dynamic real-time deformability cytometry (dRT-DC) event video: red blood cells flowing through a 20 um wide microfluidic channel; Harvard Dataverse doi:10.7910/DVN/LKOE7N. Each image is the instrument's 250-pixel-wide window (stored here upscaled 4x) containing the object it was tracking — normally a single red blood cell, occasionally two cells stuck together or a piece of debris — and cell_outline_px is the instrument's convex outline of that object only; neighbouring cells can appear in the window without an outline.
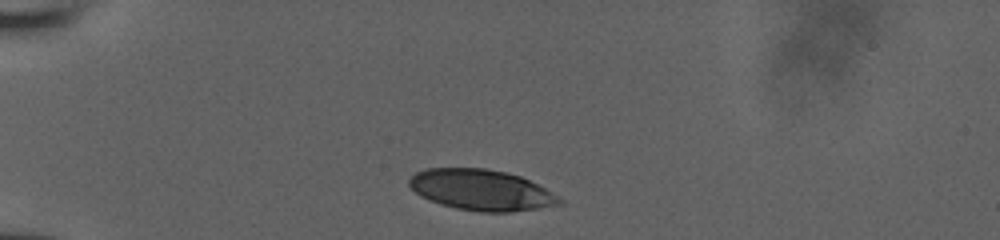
{"species": "human", "species_latin": "Homo sapiens", "temperature_condition": "room temperature", "stored_images_in_passage": 17, "camera_frame_rate_fps": 3000, "um_per_image_px": 0.085, "donor": {"sex": "male"}, "frame": {"image": 1, "passage_image": 1, "time_ms": 0.0, "image_size_px": [1000, 240], "cell_outline_px": [[564, 204], [540, 208], [512, 212], [480, 212], [456, 208], [440, 204], [428, 200], [420, 196], [408, 184], [408, 180], [416, 172], [424, 168], [484, 168], [504, 172], [520, 176], [544, 188], [564, 200]], "centroid_in_image_um": [40.9, 16.16], "position_along_channel_um": 44.1, "area_um2": 35.78}}
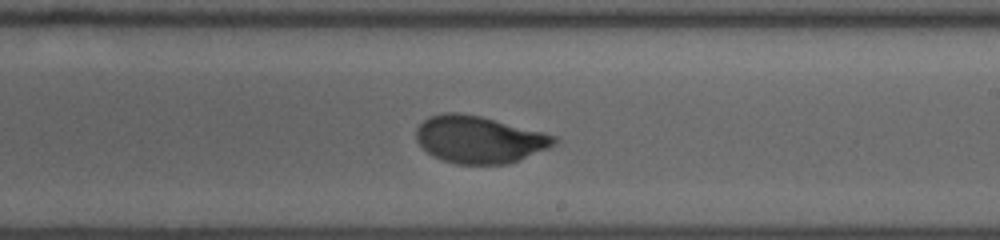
{"frame": {"image": 2, "passage_image": 10, "time_ms": 3.0, "image_size_px": [1000, 240], "cell_outline_px": [[560, 140], [556, 144], [548, 148], [520, 160], [508, 164], [456, 164], [440, 160], [432, 156], [416, 140], [416, 128], [424, 120], [432, 116], [444, 112], [460, 112], [480, 116], [544, 132], [556, 136]], "centroid_in_image_um": [40.75, 11.86], "position_along_channel_um": 248.3, "area_um2": 38.09}}
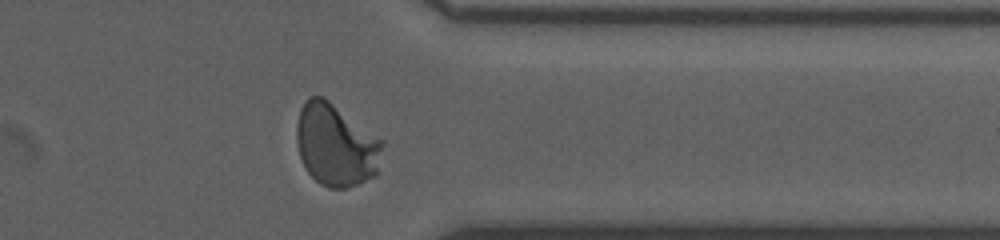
{"frame": {"image": 3, "passage_image": 17, "time_ms": 5.333, "image_size_px": [1000, 240], "cell_outline_px": [[384, 144], [376, 176], [360, 184], [344, 188], [328, 188], [320, 184], [308, 172], [300, 156], [296, 140], [296, 124], [300, 108], [304, 100], [308, 96], [324, 96], [384, 140]], "centroid_in_image_um": [28.56, 12.31], "position_along_channel_um": 382.8, "area_um2": 41.79}}